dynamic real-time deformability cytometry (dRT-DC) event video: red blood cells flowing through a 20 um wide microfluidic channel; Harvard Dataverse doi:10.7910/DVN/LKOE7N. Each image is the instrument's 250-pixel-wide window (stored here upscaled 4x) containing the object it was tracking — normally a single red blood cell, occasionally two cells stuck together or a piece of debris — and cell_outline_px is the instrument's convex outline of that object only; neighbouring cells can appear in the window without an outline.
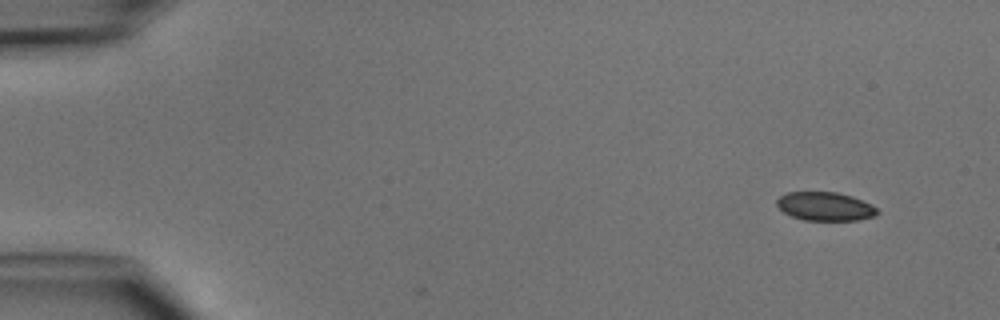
{"species": "common noctule bat (a hibernating species)", "species_latin": "Nyctalus noctula", "temperature_condition": "cold", "stored_images_in_passage": 4, "camera_frame_rate_fps": 3000, "um_per_image_px": 0.085, "animal": {"sex": "male", "body_mass_g": 15.6}, "frame": {"image": 1, "passage_image": 1, "time_ms": 0.0, "image_size_px": [1000, 320], "cell_outline_px": [[880, 212], [876, 216], [856, 220], [804, 220], [792, 216], [784, 212], [776, 204], [776, 200], [780, 196], [788, 192], [836, 192], [852, 196], [872, 204]], "centroid_in_image_um": [70.16, 17.54], "position_along_channel_um": 14.8, "area_um2": 16.76}}
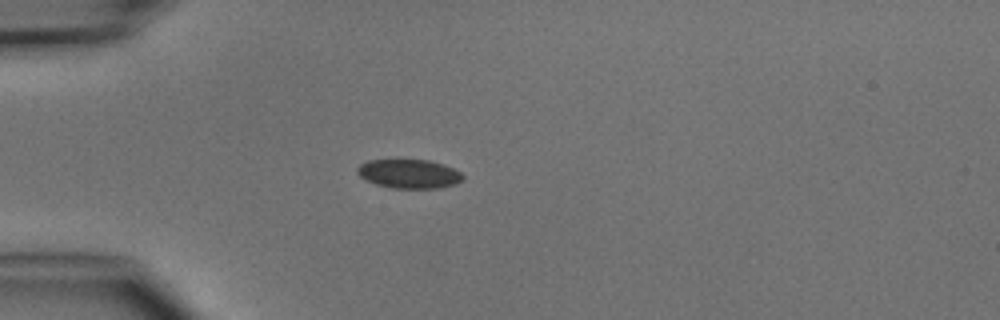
{"frame": {"image": 2, "passage_image": 4, "time_ms": 3.333, "image_size_px": [1000, 320], "cell_outline_px": [[464, 180], [456, 184], [440, 188], [392, 188], [376, 184], [360, 176], [356, 172], [356, 168], [360, 164], [368, 160], [428, 160], [444, 164], [460, 172], [464, 176]], "centroid_in_image_um": [34.79, 14.77], "position_along_channel_um": 50.2, "area_um2": 17.86}}